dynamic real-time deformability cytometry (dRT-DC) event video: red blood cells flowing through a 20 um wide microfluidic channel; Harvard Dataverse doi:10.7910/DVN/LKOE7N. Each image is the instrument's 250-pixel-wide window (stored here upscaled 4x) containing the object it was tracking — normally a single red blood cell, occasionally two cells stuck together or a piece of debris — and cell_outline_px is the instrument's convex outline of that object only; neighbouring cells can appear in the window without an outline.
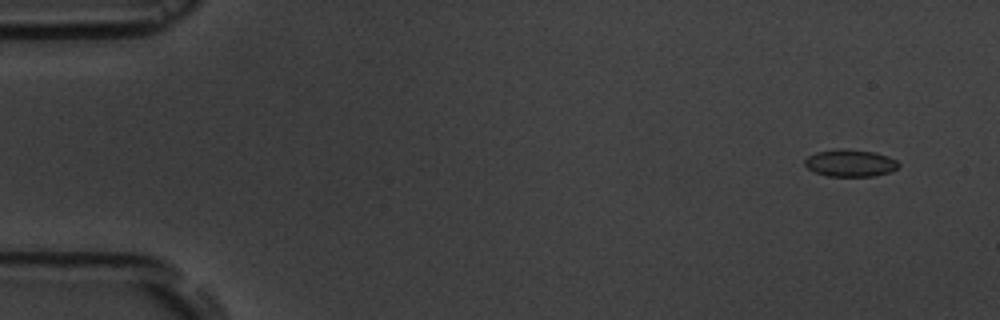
{"species": "common noctule bat (a hibernating species)", "species_latin": "Nyctalus noctula", "temperature_condition": "room temperature", "stored_images_in_passage": 5, "camera_frame_rate_fps": 3000, "um_per_image_px": 0.085, "animal": {"sex": "male", "body_mass_g": 19.5, "forearm_length_mm": 54.6}, "frame": {"image": 1, "passage_image": 1, "time_ms": 0.0, "image_size_px": [1000, 320], "cell_outline_px": [[900, 164], [892, 172], [872, 176], [828, 176], [816, 172], [808, 168], [804, 164], [804, 160], [808, 156], [816, 152], [836, 148], [840, 148], [876, 152], [888, 156], [896, 160]], "centroid_in_image_um": [72.27, 13.85], "position_along_channel_um": 12.7, "area_um2": 14.91}}